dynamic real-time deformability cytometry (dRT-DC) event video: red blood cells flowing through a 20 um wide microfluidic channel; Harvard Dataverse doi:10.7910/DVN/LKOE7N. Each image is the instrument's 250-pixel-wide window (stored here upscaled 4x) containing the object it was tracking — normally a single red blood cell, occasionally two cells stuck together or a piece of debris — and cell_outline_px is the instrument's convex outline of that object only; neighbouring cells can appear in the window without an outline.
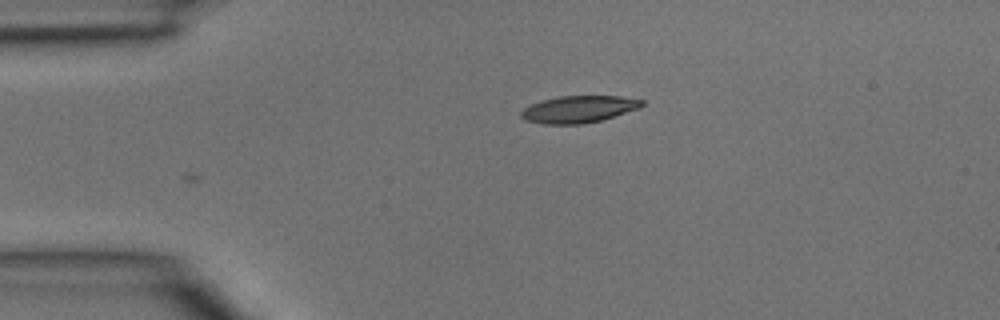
{"species": "common noctule bat (a hibernating species)", "species_latin": "Nyctalus noctula", "temperature_condition": "room temperature", "stored_images_in_passage": 3, "camera_frame_rate_fps": 3000, "um_per_image_px": 0.085, "animal": {"sex": "male", "body_mass_g": 15.6}, "frame": {"image": 1, "passage_image": 3, "time_ms": 0.667, "image_size_px": [1000, 320], "cell_outline_px": [[644, 104], [640, 108], [600, 120], [580, 124], [544, 124], [528, 120], [520, 116], [520, 112], [524, 108], [540, 100], [560, 96], [620, 96], [644, 100]], "centroid_in_image_um": [49.19, 9.27], "position_along_channel_um": 35.8, "area_um2": 18.84}}